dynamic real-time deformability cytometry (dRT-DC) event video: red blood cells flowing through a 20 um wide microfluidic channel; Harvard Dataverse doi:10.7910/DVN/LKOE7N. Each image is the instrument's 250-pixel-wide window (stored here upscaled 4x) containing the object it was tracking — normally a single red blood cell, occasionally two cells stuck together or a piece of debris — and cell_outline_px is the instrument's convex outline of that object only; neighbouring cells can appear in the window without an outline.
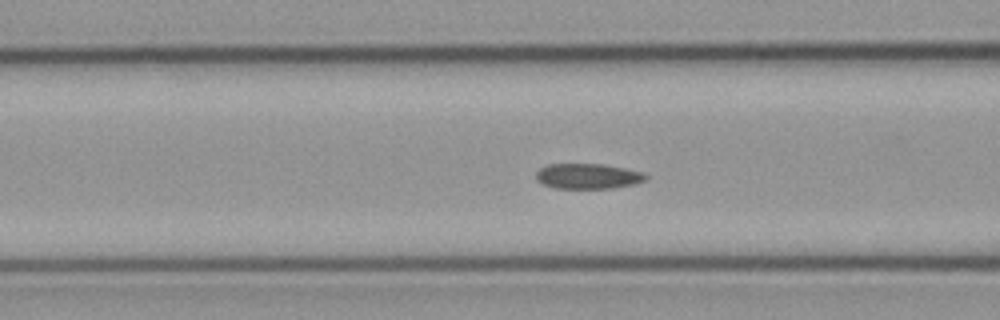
{"species": "common noctule bat (a hibernating species)", "species_latin": "Nyctalus noctula", "temperature_condition": "cold", "stored_images_in_passage": 48, "camera_frame_rate_fps": 3000, "um_per_image_px": 0.085, "animal": {"sex": "male", "body_mass_g": 23.1, "forearm_length_mm": 52.7}, "frame": {"image": 1, "passage_image": 19, "time_ms": 6.0, "image_size_px": [1000, 320], "cell_outline_px": [[648, 176], [644, 180], [632, 184], [612, 188], [556, 188], [544, 184], [536, 180], [536, 172], [544, 164], [604, 164], [644, 172]], "centroid_in_image_um": [49.94, 14.96], "position_along_channel_um": 116.7, "area_um2": 16.13}}
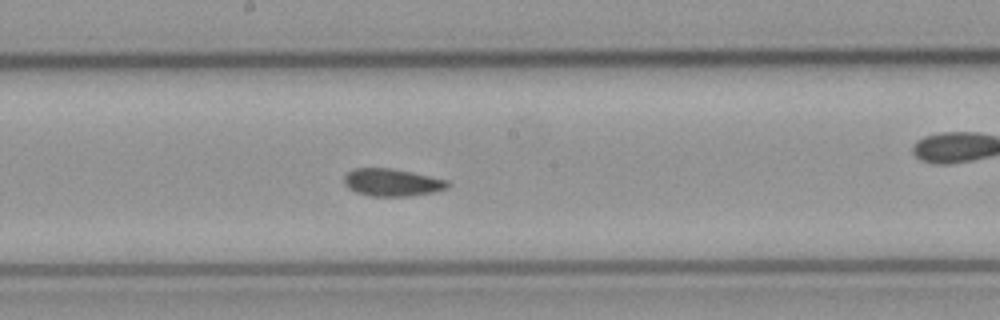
{"frame": {"image": 2, "passage_image": 27, "time_ms": 8.667, "image_size_px": [1000, 320], "cell_outline_px": [[452, 184], [448, 188], [432, 192], [408, 196], [372, 196], [356, 192], [348, 188], [344, 184], [344, 176], [352, 168], [392, 168], [412, 172], [448, 180]], "centroid_in_image_um": [33.33, 15.5], "position_along_channel_um": 214.9, "area_um2": 16.65}}
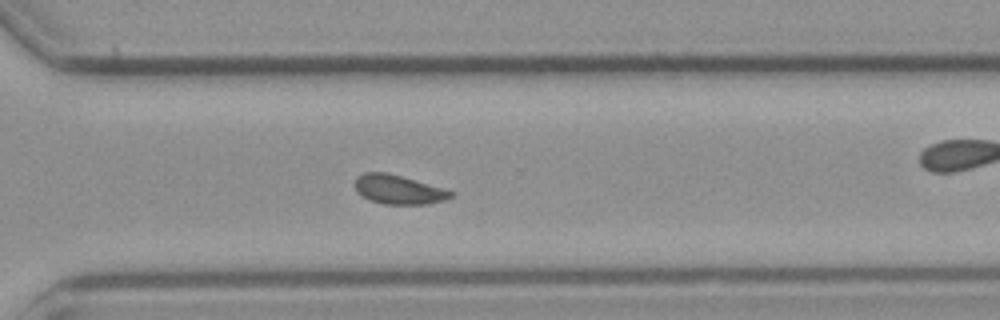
{"frame": {"image": 3, "passage_image": 37, "time_ms": 12.0, "image_size_px": [1000, 320], "cell_outline_px": [[456, 192], [452, 196], [444, 200], [428, 204], [384, 204], [368, 200], [356, 192], [352, 184], [356, 176], [364, 172], [384, 172], [400, 176], [444, 188]], "centroid_in_image_um": [33.81, 16.11], "position_along_channel_um": 336.8, "area_um2": 16.47}, "authors_computed_cell_mechanics": {"area_um2": 16.6175, "velocity_mm_per_s": 3.6724, "shape_relaxation_time_tau1_ms": 5.3773, "shape_relaxation_time_tau2_ms": 2.2303, "deformation_change_tau1": 0.1016, "deformation_change_tau2": 0.0539}}